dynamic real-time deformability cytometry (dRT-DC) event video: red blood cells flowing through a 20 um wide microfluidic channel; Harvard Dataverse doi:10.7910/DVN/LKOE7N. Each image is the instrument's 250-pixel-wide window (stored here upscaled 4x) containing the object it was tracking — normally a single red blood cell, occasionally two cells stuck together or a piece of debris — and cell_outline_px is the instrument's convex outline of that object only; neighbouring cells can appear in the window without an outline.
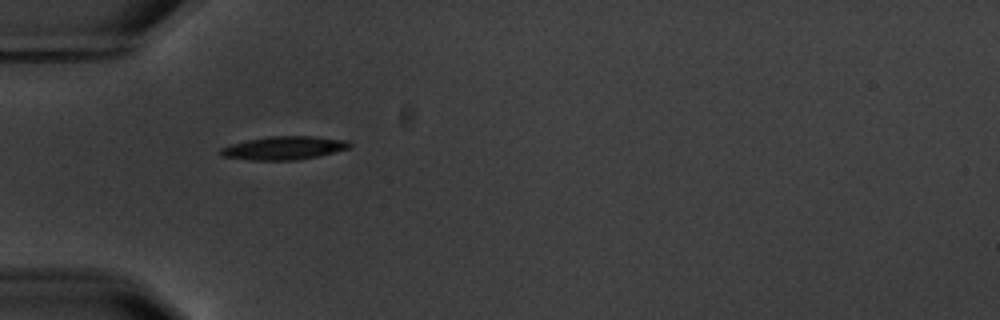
{"species": "common noctule bat (a hibernating species)", "species_latin": "Nyctalus noctula", "temperature_condition": "warm", "stored_images_in_passage": 5, "camera_frame_rate_fps": 3000, "um_per_image_px": 0.085, "animal": {"sex": "male", "body_mass_g": 20.1, "forearm_length_mm": 53.5}, "frame": {"image": 1, "passage_image": 4, "time_ms": 3.667, "image_size_px": [1000, 320], "cell_outline_px": [[352, 144], [348, 148], [320, 156], [296, 160], [248, 160], [220, 156], [220, 148], [232, 144], [248, 140], [268, 136], [312, 136], [348, 140]], "centroid_in_image_um": [24.13, 12.58], "position_along_channel_um": 60.9, "area_um2": 17.57}}
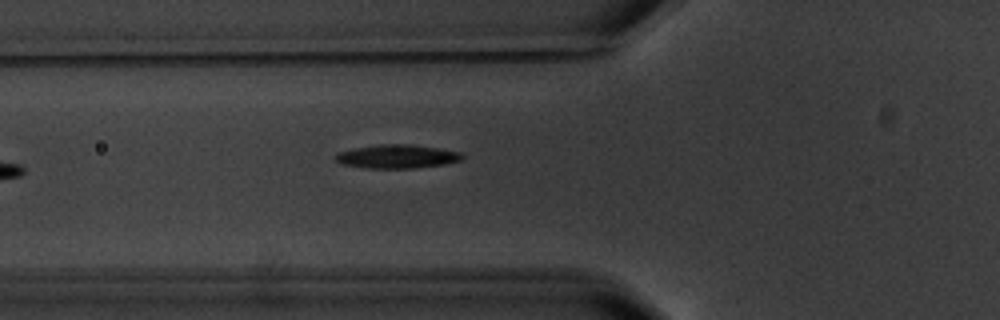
{"frame": {"image": 2, "passage_image": 5, "time_ms": 4.667, "image_size_px": [1000, 320], "cell_outline_px": [[464, 156], [460, 160], [444, 164], [412, 168], [368, 168], [344, 164], [336, 160], [336, 152], [352, 148], [380, 144], [412, 144], [460, 152]], "centroid_in_image_um": [33.72, 13.29], "position_along_channel_um": 92.1, "area_um2": 17.28}}